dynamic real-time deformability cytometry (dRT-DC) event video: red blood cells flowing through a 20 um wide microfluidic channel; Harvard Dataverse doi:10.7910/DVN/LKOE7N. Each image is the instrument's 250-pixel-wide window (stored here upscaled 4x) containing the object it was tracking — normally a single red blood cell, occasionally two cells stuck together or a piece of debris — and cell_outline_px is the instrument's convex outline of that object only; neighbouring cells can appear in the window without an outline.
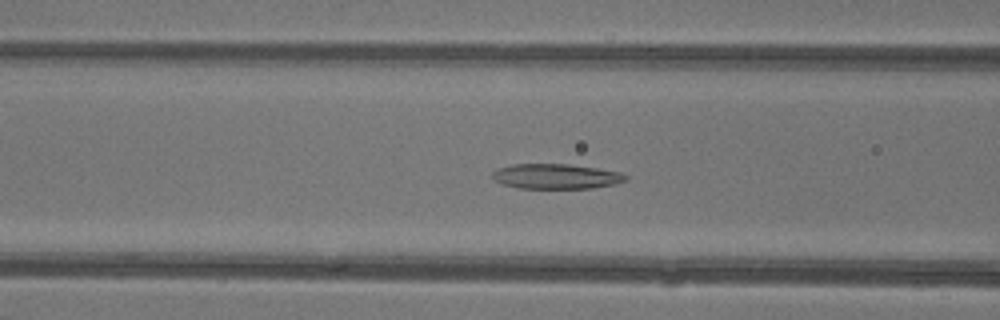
{"species": "common noctule bat (a hibernating species)", "species_latin": "Nyctalus noctula", "temperature_condition": "warm", "stored_images_in_passage": 39, "camera_frame_rate_fps": 3000, "um_per_image_px": 0.085, "animal": {"sex": "female"}, "frame": {"image": 1, "passage_image": 11, "time_ms": 3.333, "image_size_px": [1000, 320], "cell_outline_px": [[628, 180], [616, 184], [592, 188], [520, 188], [504, 184], [496, 180], [492, 176], [492, 172], [496, 168], [512, 164], [568, 164], [596, 168], [620, 172], [628, 176]], "centroid_in_image_um": [47.29, 14.98], "position_along_channel_um": 119.3, "area_um2": 19.42}}
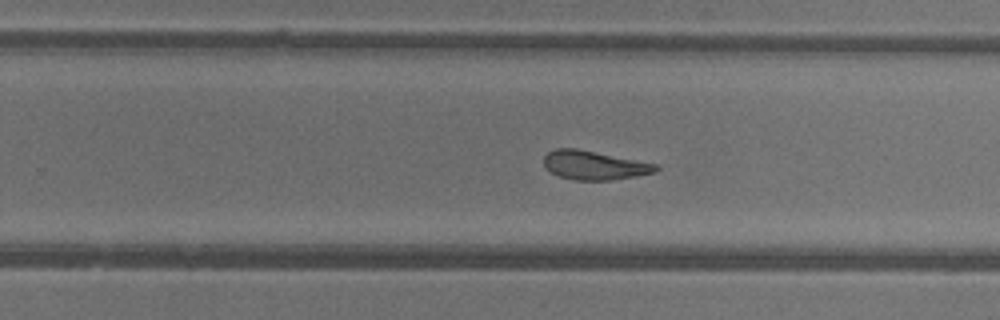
{"frame": {"image": 2, "passage_image": 22, "time_ms": 7.0, "image_size_px": [1000, 320], "cell_outline_px": [[660, 168], [656, 172], [636, 176], [612, 180], [576, 180], [560, 176], [552, 172], [544, 164], [544, 156], [548, 152], [556, 148], [576, 148], [656, 164]], "centroid_in_image_um": [50.52, 14.04], "position_along_channel_um": 279.3, "area_um2": 18.61}}
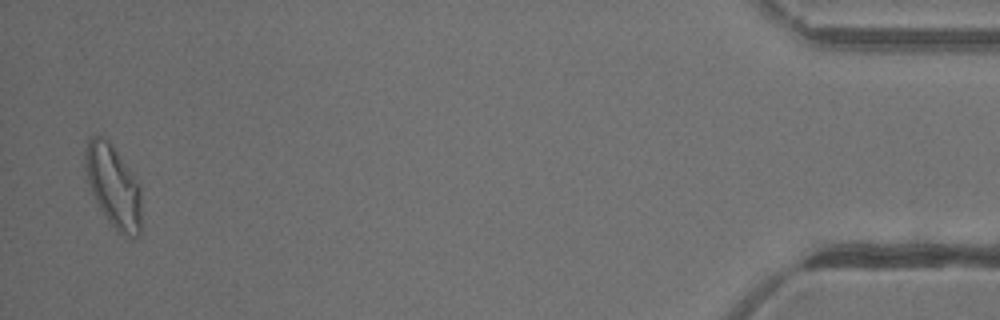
{"frame": {"image": 3, "passage_image": 38, "time_ms": 12.333, "image_size_px": [1000, 320], "cell_outline_px": [[140, 236], [132, 240], [120, 232], [108, 220], [100, 208], [92, 192], [88, 180], [84, 160], [84, 156], [88, 140], [92, 136], [100, 136], [112, 144], [140, 184]], "centroid_in_image_um": [9.66, 15.84], "position_along_channel_um": 425.5, "area_um2": 26.59}, "authors_computed_cell_mechanics": {"area_um2": 21.0392, "velocity_mm_per_s": 4.3742, "shape_relaxation_time_tau1_ms": null, "shape_relaxation_time_tau2_ms": 3.2575, "deformation_change_tau1": null, "deformation_change_tau2": 0.1221}}